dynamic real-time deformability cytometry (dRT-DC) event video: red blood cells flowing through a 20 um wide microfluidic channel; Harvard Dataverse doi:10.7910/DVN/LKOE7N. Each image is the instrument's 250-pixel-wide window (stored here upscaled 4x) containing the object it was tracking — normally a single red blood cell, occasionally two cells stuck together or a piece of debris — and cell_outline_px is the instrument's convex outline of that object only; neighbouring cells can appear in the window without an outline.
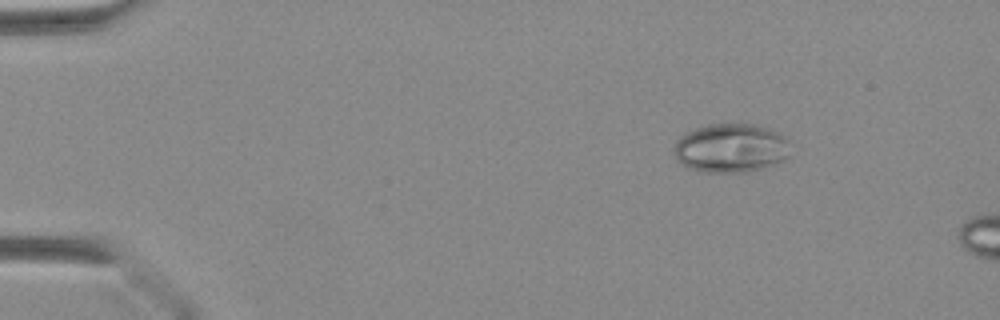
{"species": "Egyptian fruit bat (a non-hibernating species)", "species_latin": "Rousettus aegyptiacus", "temperature_condition": "warm", "stored_images_in_passage": 5, "camera_frame_rate_fps": 3000, "um_per_image_px": 0.085, "animal": {"sex": "female"}, "frame": {"image": 1, "passage_image": 1, "time_ms": 0.0, "image_size_px": [1000, 320], "cell_outline_px": [[788, 156], [784, 160], [776, 164], [748, 172], [700, 172], [688, 168], [680, 164], [676, 156], [676, 140], [680, 136], [696, 128], [708, 124], [756, 124], [768, 128], [784, 136], [788, 140]], "centroid_in_image_um": [62.13, 12.59], "position_along_channel_um": 22.9, "area_um2": 33.18}}